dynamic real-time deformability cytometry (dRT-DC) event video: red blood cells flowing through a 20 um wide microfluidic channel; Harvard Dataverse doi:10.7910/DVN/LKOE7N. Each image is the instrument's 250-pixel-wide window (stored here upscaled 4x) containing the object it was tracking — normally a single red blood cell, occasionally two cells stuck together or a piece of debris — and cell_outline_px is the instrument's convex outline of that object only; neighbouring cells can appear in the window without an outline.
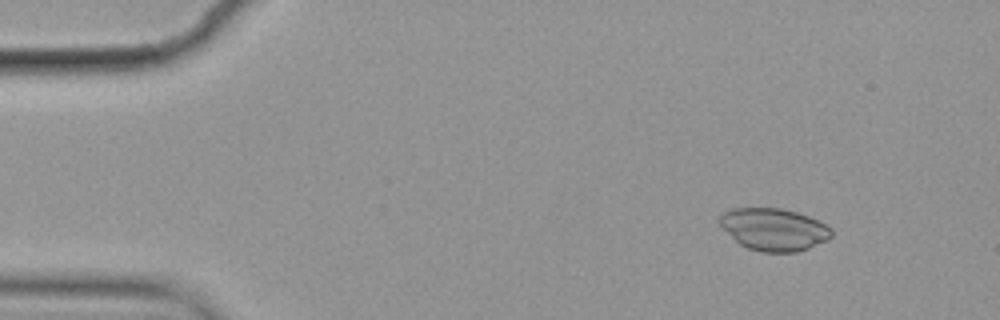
{"species": "common noctule bat (a hibernating species)", "species_latin": "Nyctalus noctula", "temperature_condition": "cold", "stored_images_in_passage": 53, "camera_frame_rate_fps": 3000, "um_per_image_px": 0.085, "animal": {"sex": "female", "body_mass_g": 19.9}, "frame": {"image": 1, "passage_image": 2, "time_ms": 0.333, "image_size_px": [1000, 320], "cell_outline_px": [[832, 236], [828, 240], [808, 248], [796, 252], [760, 252], [748, 248], [740, 244], [720, 224], [720, 216], [724, 212], [732, 208], [780, 208], [796, 212], [808, 216], [832, 228]], "centroid_in_image_um": [65.8, 19.5], "position_along_channel_um": 19.2, "area_um2": 27.28}}
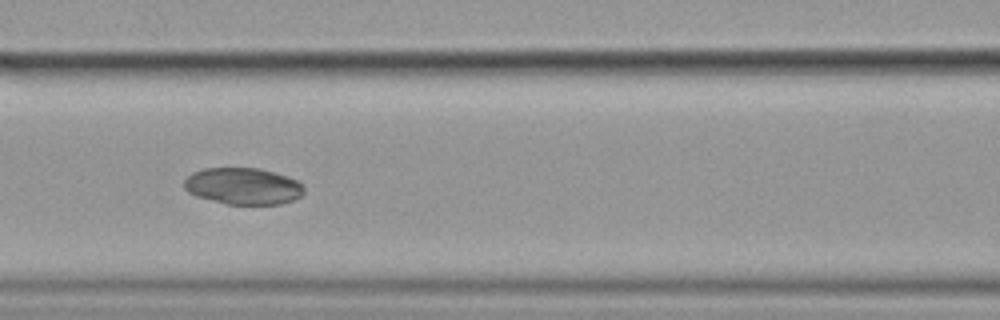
{"frame": {"image": 2, "passage_image": 20, "time_ms": 6.333, "image_size_px": [1000, 320], "cell_outline_px": [[304, 192], [300, 196], [292, 200], [280, 204], [228, 204], [196, 196], [188, 192], [184, 188], [184, 180], [192, 172], [204, 168], [260, 168], [288, 176], [296, 180], [304, 188]], "centroid_in_image_um": [20.65, 15.81], "position_along_channel_um": 146.0, "area_um2": 25.55}}
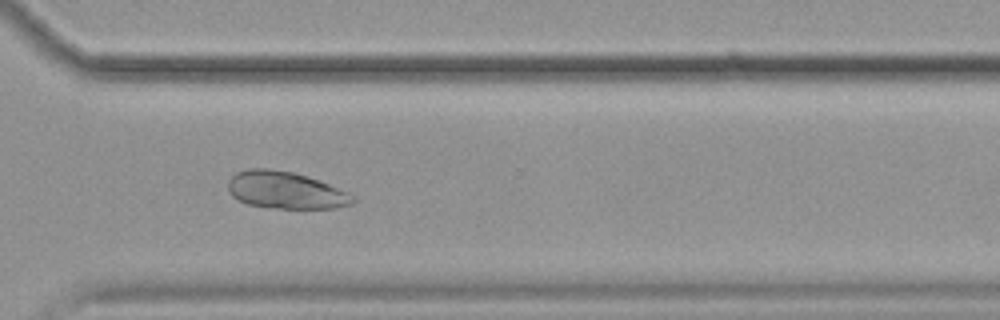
{"frame": {"image": 3, "passage_image": 37, "time_ms": 12.0, "image_size_px": [1000, 320], "cell_outline_px": [[356, 200], [352, 204], [336, 208], [268, 208], [248, 204], [232, 196], [228, 188], [228, 180], [236, 172], [248, 168], [268, 168], [292, 172], [320, 180], [348, 192], [356, 196]], "centroid_in_image_um": [24.29, 16.16], "position_along_channel_um": 346.3, "area_um2": 27.17}}